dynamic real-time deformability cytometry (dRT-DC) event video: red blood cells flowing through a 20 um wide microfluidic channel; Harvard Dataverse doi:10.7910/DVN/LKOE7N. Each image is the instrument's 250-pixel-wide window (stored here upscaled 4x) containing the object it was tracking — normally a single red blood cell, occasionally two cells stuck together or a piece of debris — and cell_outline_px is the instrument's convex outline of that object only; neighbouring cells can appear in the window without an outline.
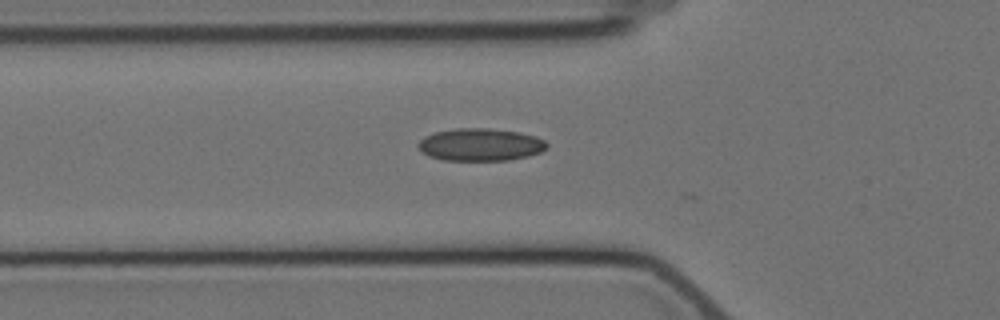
{"species": "Egyptian fruit bat (a non-hibernating species)", "species_latin": "Rousettus aegyptiacus", "temperature_condition": "cold", "stored_images_in_passage": 33, "camera_frame_rate_fps": 3000, "um_per_image_px": 0.085, "animal": {"sex": "female"}, "frame": {"image": 1, "passage_image": 3, "time_ms": 0.667, "image_size_px": [1000, 320], "cell_outline_px": [[548, 144], [540, 152], [528, 156], [508, 160], [444, 160], [428, 156], [416, 144], [424, 136], [436, 132], [456, 128], [488, 128], [516, 132], [536, 136], [544, 140]], "centroid_in_image_um": [40.81, 12.29], "position_along_channel_um": 85.0, "area_um2": 24.16}}
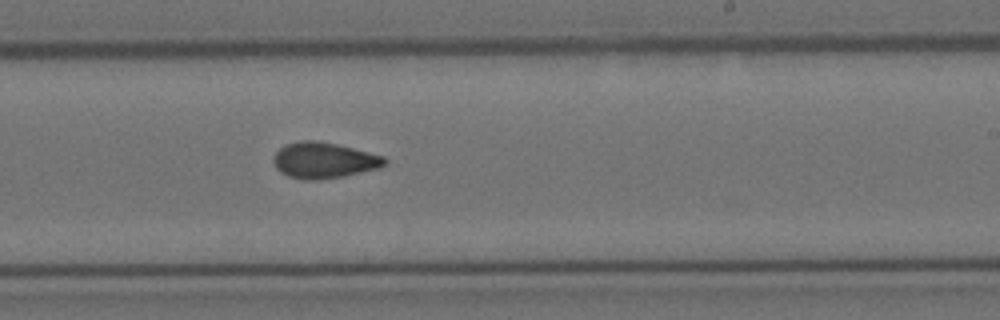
{"frame": {"image": 2, "passage_image": 18, "time_ms": 5.667, "image_size_px": [1000, 320], "cell_outline_px": [[388, 160], [380, 168], [344, 176], [316, 180], [304, 180], [288, 176], [280, 172], [276, 168], [272, 160], [272, 156], [280, 148], [288, 144], [304, 140], [320, 140], [384, 156]], "centroid_in_image_um": [27.51, 13.63], "position_along_channel_um": 261.5, "area_um2": 23.29}}
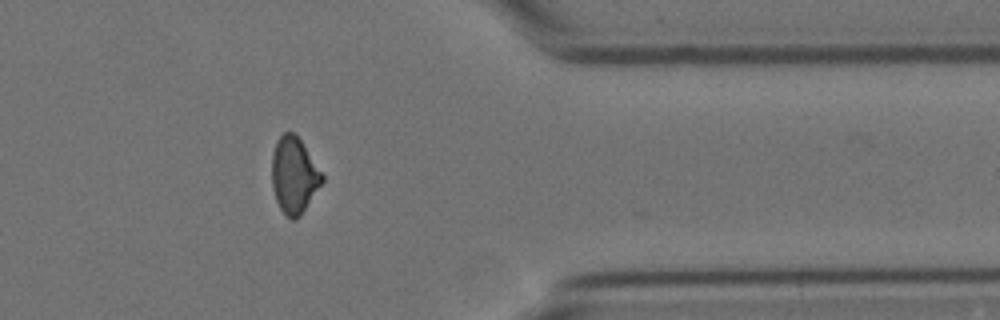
{"frame": {"image": 3, "passage_image": 30, "time_ms": 9.667, "image_size_px": [1000, 320], "cell_outline_px": [[324, 180], [300, 216], [296, 220], [292, 220], [280, 208], [276, 200], [272, 188], [272, 156], [276, 140], [284, 132], [292, 132], [300, 140], [324, 176]], "centroid_in_image_um": [24.98, 14.91], "position_along_channel_um": 386.4, "area_um2": 22.02}, "authors_computed_cell_mechanics": {"area_um2": 22.6576, "velocity_mm_per_s": 3.5189, "shape_relaxation_time_tau1_ms": 10.7956, "shape_relaxation_time_tau2_ms": 2.1829, "deformation_change_tau1": 0.1894, "deformation_change_tau2": 0.0687}}